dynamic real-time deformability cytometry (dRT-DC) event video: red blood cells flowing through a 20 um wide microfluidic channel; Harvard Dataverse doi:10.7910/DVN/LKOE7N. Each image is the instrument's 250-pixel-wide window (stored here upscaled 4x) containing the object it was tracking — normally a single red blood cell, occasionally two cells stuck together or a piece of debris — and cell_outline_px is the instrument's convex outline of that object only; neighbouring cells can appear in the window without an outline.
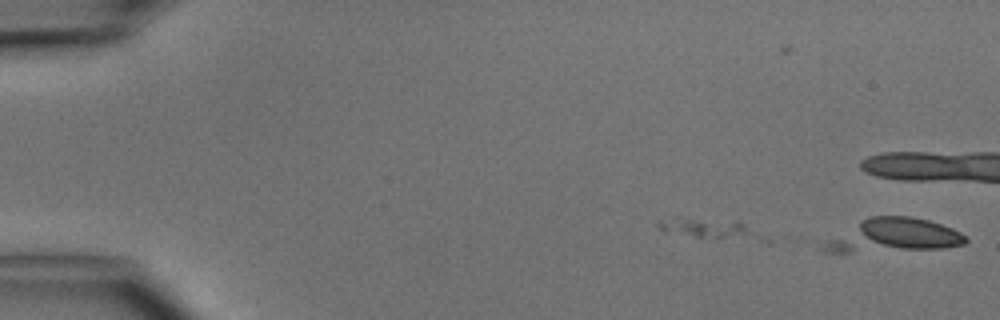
{"species": "common noctule bat (a hibernating species)", "species_latin": "Nyctalus noctula", "temperature_condition": "cold", "stored_images_in_passage": 2, "camera_frame_rate_fps": 3000, "um_per_image_px": 0.085, "animal": {"sex": "male", "body_mass_g": 15.6}, "frame": {"image": 1, "passage_image": 2, "time_ms": 0.333, "image_size_px": [1000, 320], "cell_outline_px": [[968, 240], [964, 244], [944, 248], [852, 252], [824, 252], [824, 248], [828, 240], [860, 220], [868, 216], [912, 216], [928, 220], [952, 228], [968, 236]], "centroid_in_image_um": [76.03, 20.01], "position_along_channel_um": 9.0, "area_um2": 27.34}}